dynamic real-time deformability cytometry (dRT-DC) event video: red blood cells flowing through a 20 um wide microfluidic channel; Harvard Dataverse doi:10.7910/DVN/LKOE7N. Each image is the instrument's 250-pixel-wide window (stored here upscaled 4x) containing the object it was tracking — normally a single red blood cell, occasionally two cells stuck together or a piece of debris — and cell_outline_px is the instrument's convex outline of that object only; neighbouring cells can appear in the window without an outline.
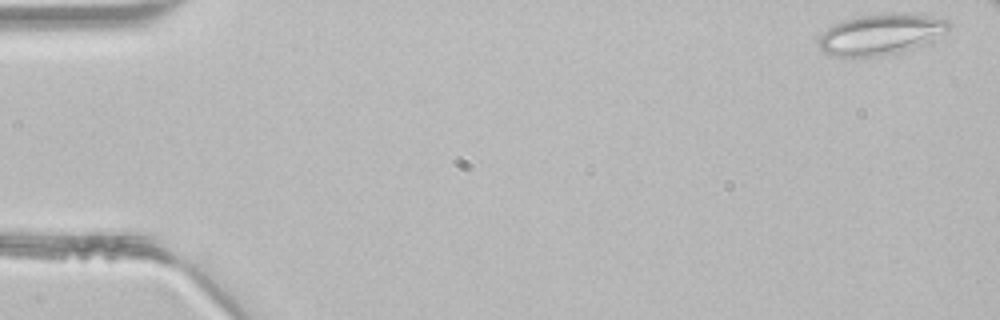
{"species": "common noctule bat (a hibernating species)", "species_latin": "Nyctalus noctula", "temperature_condition": "room temperature", "stored_images_in_passage": 41, "camera_frame_rate_fps": 3000, "um_per_image_px": 0.085, "animal": {"sex": "male", "body_mass_g": 21.5, "forearm_length_mm": 52.0}, "frame": {"image": 1, "passage_image": 1, "time_ms": 0.0, "image_size_px": [1000, 320], "cell_outline_px": [[952, 24], [944, 32], [932, 40], [896, 52], [876, 56], [836, 56], [824, 52], [820, 48], [816, 40], [832, 24], [844, 20], [860, 16], [888, 12], [916, 12], [948, 20]], "centroid_in_image_um": [74.86, 2.87], "position_along_channel_um": 10.1, "area_um2": 30.81}}
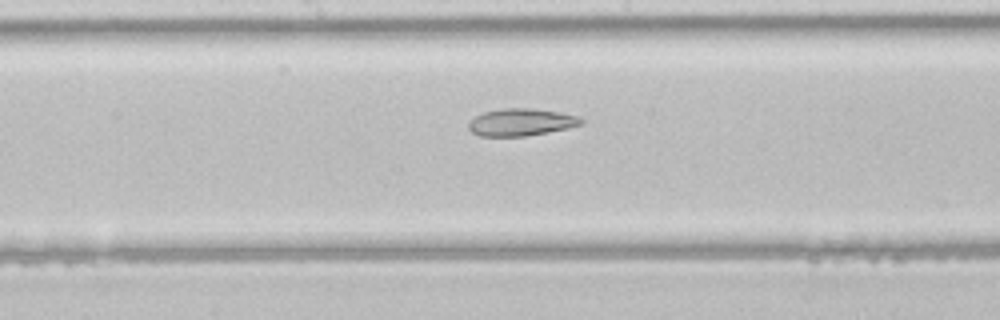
{"frame": {"image": 2, "passage_image": 23, "time_ms": 7.333, "image_size_px": [1000, 320], "cell_outline_px": [[584, 120], [580, 124], [568, 128], [548, 132], [524, 136], [480, 136], [472, 132], [468, 128], [468, 124], [476, 116], [484, 112], [504, 108], [532, 108], [560, 112], [580, 116]], "centroid_in_image_um": [44.31, 10.38], "position_along_channel_um": 203.9, "area_um2": 17.8}}
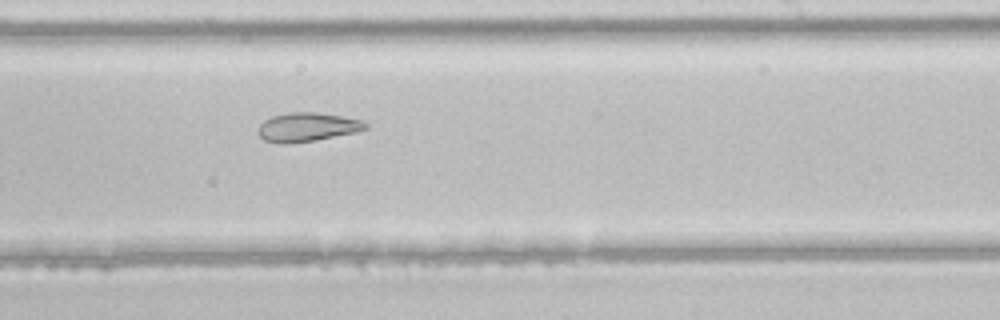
{"frame": {"image": 3, "passage_image": 27, "time_ms": 8.667, "image_size_px": [1000, 320], "cell_outline_px": [[368, 128], [356, 132], [312, 140], [284, 144], [280, 144], [264, 140], [256, 132], [260, 124], [264, 120], [272, 116], [288, 112], [316, 112], [340, 116], [360, 120], [368, 124]], "centroid_in_image_um": [26.06, 10.79], "position_along_channel_um": 262.9, "area_um2": 17.92}}